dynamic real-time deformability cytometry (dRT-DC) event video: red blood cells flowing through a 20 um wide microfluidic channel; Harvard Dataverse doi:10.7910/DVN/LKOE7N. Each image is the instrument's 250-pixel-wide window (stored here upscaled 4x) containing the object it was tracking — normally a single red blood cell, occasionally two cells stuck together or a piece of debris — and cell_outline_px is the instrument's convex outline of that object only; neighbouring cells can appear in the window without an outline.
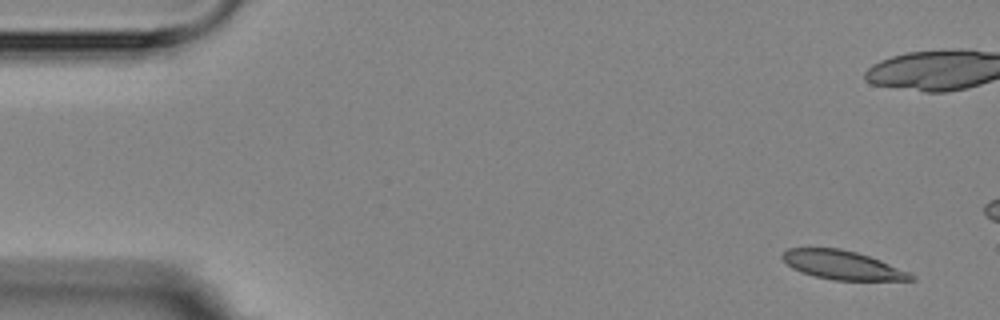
{"species": "Egyptian fruit bat (a non-hibernating species)", "species_latin": "Rousettus aegyptiacus", "temperature_condition": "room temperature", "stored_images_in_passage": 5, "camera_frame_rate_fps": 3000, "um_per_image_px": 0.085, "animal": {"sex": "female"}, "frame": {"image": 1, "passage_image": 1, "time_ms": 0.0, "image_size_px": [1000, 320], "cell_outline_px": [[916, 280], [832, 280], [800, 272], [792, 268], [780, 256], [788, 248], [840, 248], [856, 252], [880, 260], [908, 272], [916, 276]], "centroid_in_image_um": [71.59, 22.53], "position_along_channel_um": 13.4, "area_um2": 21.39}}